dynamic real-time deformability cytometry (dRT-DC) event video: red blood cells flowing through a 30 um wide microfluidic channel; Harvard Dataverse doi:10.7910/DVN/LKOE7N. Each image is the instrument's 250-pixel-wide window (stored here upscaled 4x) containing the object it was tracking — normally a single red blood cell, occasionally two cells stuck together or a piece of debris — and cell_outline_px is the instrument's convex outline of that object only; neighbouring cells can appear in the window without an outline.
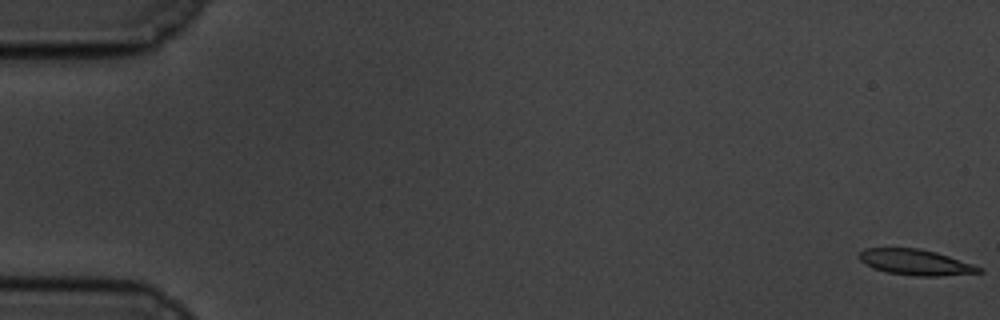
{"species": "common noctule bat (a hibernating species)", "species_latin": "Nyctalus noctula", "temperature_condition": "cold", "stored_images_in_passage": 59, "camera_frame_rate_fps": 3000, "um_per_image_px": 0.085, "animal": {"sex": "male", "body_mass_g": 19.5, "forearm_length_mm": 54.6}, "frame": {"image": 1, "passage_image": 1, "time_ms": 0.0, "image_size_px": [1000, 320], "cell_outline_px": [[984, 272], [940, 276], [916, 276], [888, 272], [872, 268], [864, 264], [860, 260], [860, 252], [864, 248], [920, 248], [936, 252], [984, 268]], "centroid_in_image_um": [77.83, 22.29], "position_along_channel_um": 7.2, "area_um2": 17.92}}
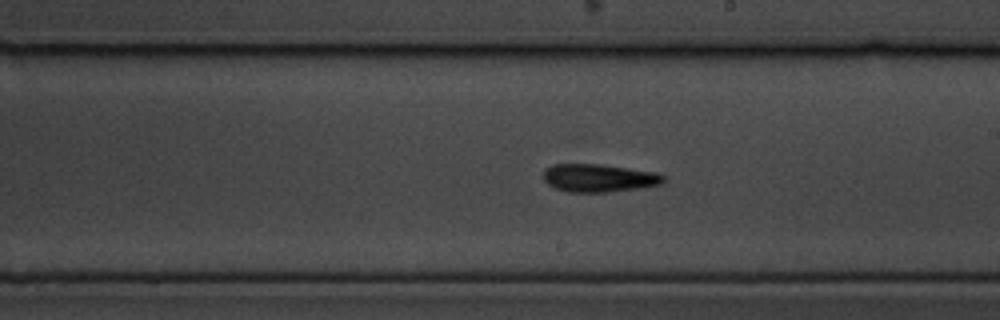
{"frame": {"image": 2, "passage_image": 34, "time_ms": 11.0, "image_size_px": [1000, 320], "cell_outline_px": [[664, 184], [608, 192], [568, 192], [556, 188], [548, 184], [544, 180], [544, 168], [552, 164], [600, 164], [656, 172], [664, 176]], "centroid_in_image_um": [50.89, 15.12], "position_along_channel_um": 238.1, "area_um2": 19.54}}
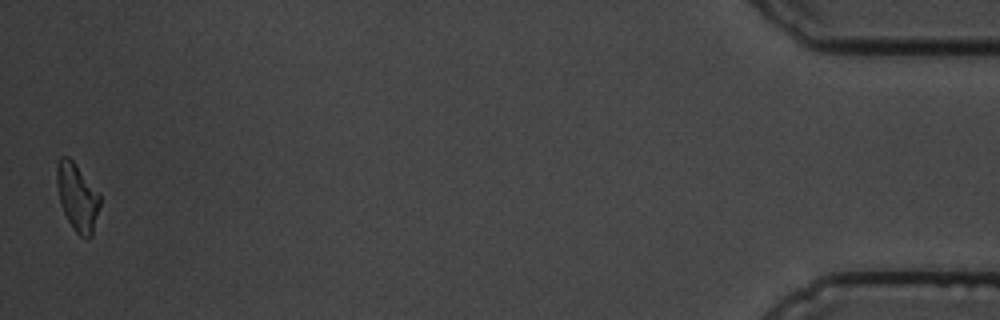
{"frame": {"image": 3, "passage_image": 58, "time_ms": 19.0, "image_size_px": [1000, 320], "cell_outline_px": [[100, 204], [92, 236], [80, 236], [72, 228], [60, 204], [56, 184], [56, 164], [60, 156], [68, 156], [76, 164], [100, 192]], "centroid_in_image_um": [6.56, 16.71], "position_along_channel_um": 428.6, "area_um2": 17.17}, "authors_computed_cell_mechanics": {"area_um2": 18.6116, "velocity_mm_per_s": 3.4794, "shape_relaxation_time_tau1_ms": 2.395, "shape_relaxation_time_tau2_ms": 4.3835, "deformation_change_tau1": 0.1371, "deformation_change_tau2": 0.1384}}